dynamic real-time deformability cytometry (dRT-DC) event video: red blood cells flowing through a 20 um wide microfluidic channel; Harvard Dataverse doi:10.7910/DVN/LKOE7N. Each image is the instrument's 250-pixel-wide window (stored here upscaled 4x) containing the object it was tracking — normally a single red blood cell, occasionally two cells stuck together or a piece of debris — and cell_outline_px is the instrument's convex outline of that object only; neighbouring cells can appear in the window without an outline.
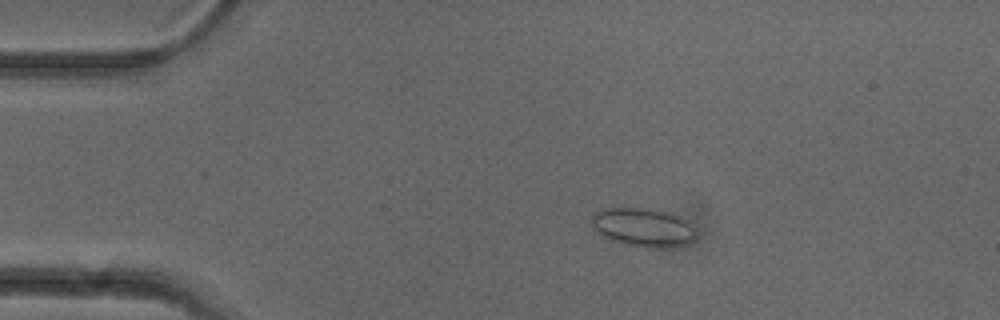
{"species": "common noctule bat (a hibernating species)", "species_latin": "Nyctalus noctula", "temperature_condition": "cold", "stored_images_in_passage": 52, "camera_frame_rate_fps": 3000, "um_per_image_px": 0.085, "animal": {"sex": "female"}, "frame": {"image": 1, "passage_image": 10, "time_ms": 3.0, "image_size_px": [1000, 320], "cell_outline_px": [[696, 240], [688, 244], [672, 248], [644, 248], [624, 244], [612, 240], [604, 236], [592, 224], [592, 216], [600, 208], [648, 208], [672, 212], [688, 220], [692, 224], [696, 232]], "centroid_in_image_um": [54.77, 19.33], "position_along_channel_um": 30.2, "area_um2": 24.04}}
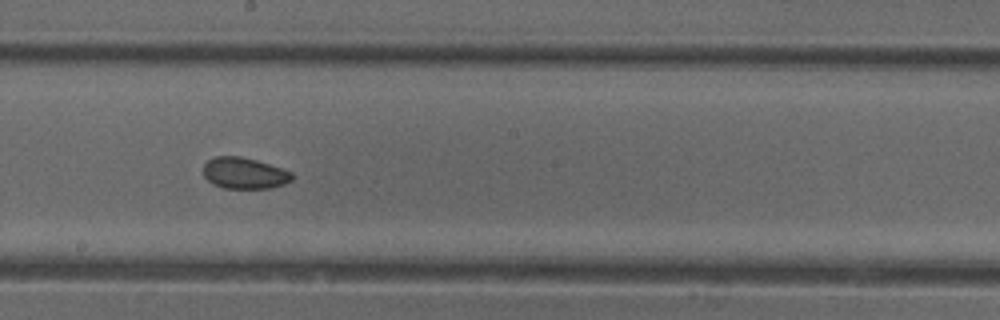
{"frame": {"image": 2, "passage_image": 29, "time_ms": 9.333, "image_size_px": [1000, 320], "cell_outline_px": [[292, 180], [284, 184], [268, 188], [224, 188], [212, 184], [204, 176], [204, 164], [208, 160], [216, 156], [240, 156], [256, 160], [292, 172]], "centroid_in_image_um": [20.75, 14.72], "position_along_channel_um": 227.5, "area_um2": 16.01}}
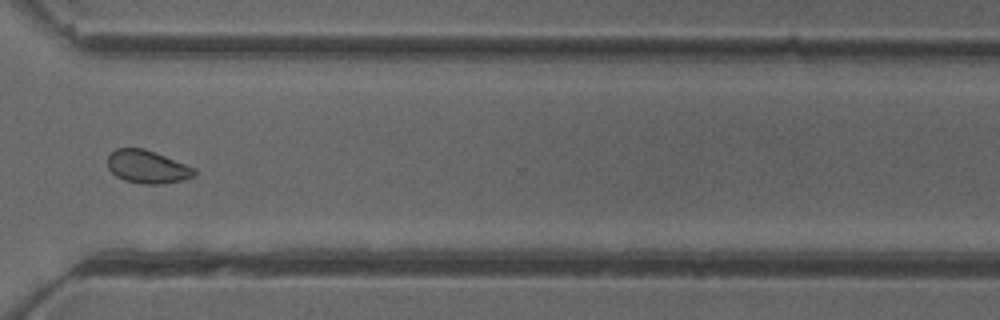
{"frame": {"image": 3, "passage_image": 39, "time_ms": 12.667, "image_size_px": [1000, 320], "cell_outline_px": [[196, 176], [184, 180], [160, 184], [140, 184], [124, 180], [116, 176], [108, 168], [108, 156], [116, 148], [144, 148], [196, 168]], "centroid_in_image_um": [12.54, 14.19], "position_along_channel_um": 358.1, "area_um2": 16.76}, "authors_computed_cell_mechanics": {"area_um2": 17.4267, "velocity_mm_per_s": 3.9277, "shape_relaxation_time_tau1_ms": null, "shape_relaxation_time_tau2_ms": 2.3334, "deformation_change_tau1": null, "deformation_change_tau2": 0.0456}}